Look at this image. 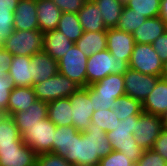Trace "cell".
<instances>
[{
  "label": "cell",
  "mask_w": 167,
  "mask_h": 166,
  "mask_svg": "<svg viewBox=\"0 0 167 166\" xmlns=\"http://www.w3.org/2000/svg\"><path fill=\"white\" fill-rule=\"evenodd\" d=\"M167 30L165 22L159 17L147 18L133 35L135 43L152 44Z\"/></svg>",
  "instance_id": "cell-22"
},
{
  "label": "cell",
  "mask_w": 167,
  "mask_h": 166,
  "mask_svg": "<svg viewBox=\"0 0 167 166\" xmlns=\"http://www.w3.org/2000/svg\"><path fill=\"white\" fill-rule=\"evenodd\" d=\"M125 6L146 18H153L159 16L160 0H129Z\"/></svg>",
  "instance_id": "cell-33"
},
{
  "label": "cell",
  "mask_w": 167,
  "mask_h": 166,
  "mask_svg": "<svg viewBox=\"0 0 167 166\" xmlns=\"http://www.w3.org/2000/svg\"><path fill=\"white\" fill-rule=\"evenodd\" d=\"M14 31V11H0V35L6 39Z\"/></svg>",
  "instance_id": "cell-40"
},
{
  "label": "cell",
  "mask_w": 167,
  "mask_h": 166,
  "mask_svg": "<svg viewBox=\"0 0 167 166\" xmlns=\"http://www.w3.org/2000/svg\"><path fill=\"white\" fill-rule=\"evenodd\" d=\"M19 0H0V11H14L16 10Z\"/></svg>",
  "instance_id": "cell-45"
},
{
  "label": "cell",
  "mask_w": 167,
  "mask_h": 166,
  "mask_svg": "<svg viewBox=\"0 0 167 166\" xmlns=\"http://www.w3.org/2000/svg\"><path fill=\"white\" fill-rule=\"evenodd\" d=\"M44 34L38 30H14L4 40L3 48L13 56L32 57L43 49Z\"/></svg>",
  "instance_id": "cell-4"
},
{
  "label": "cell",
  "mask_w": 167,
  "mask_h": 166,
  "mask_svg": "<svg viewBox=\"0 0 167 166\" xmlns=\"http://www.w3.org/2000/svg\"><path fill=\"white\" fill-rule=\"evenodd\" d=\"M128 68L129 63L125 59L117 58L108 49H104L88 57L86 68L87 86L110 74H124Z\"/></svg>",
  "instance_id": "cell-3"
},
{
  "label": "cell",
  "mask_w": 167,
  "mask_h": 166,
  "mask_svg": "<svg viewBox=\"0 0 167 166\" xmlns=\"http://www.w3.org/2000/svg\"><path fill=\"white\" fill-rule=\"evenodd\" d=\"M89 87L96 93L125 94L123 74H110Z\"/></svg>",
  "instance_id": "cell-29"
},
{
  "label": "cell",
  "mask_w": 167,
  "mask_h": 166,
  "mask_svg": "<svg viewBox=\"0 0 167 166\" xmlns=\"http://www.w3.org/2000/svg\"><path fill=\"white\" fill-rule=\"evenodd\" d=\"M147 18L138 14L135 10L124 5L118 24L115 28L133 34L134 31L141 26Z\"/></svg>",
  "instance_id": "cell-31"
},
{
  "label": "cell",
  "mask_w": 167,
  "mask_h": 166,
  "mask_svg": "<svg viewBox=\"0 0 167 166\" xmlns=\"http://www.w3.org/2000/svg\"><path fill=\"white\" fill-rule=\"evenodd\" d=\"M87 0H52L62 12L78 13Z\"/></svg>",
  "instance_id": "cell-41"
},
{
  "label": "cell",
  "mask_w": 167,
  "mask_h": 166,
  "mask_svg": "<svg viewBox=\"0 0 167 166\" xmlns=\"http://www.w3.org/2000/svg\"><path fill=\"white\" fill-rule=\"evenodd\" d=\"M12 60L13 55L9 51H6L3 47L0 48V73L8 72Z\"/></svg>",
  "instance_id": "cell-44"
},
{
  "label": "cell",
  "mask_w": 167,
  "mask_h": 166,
  "mask_svg": "<svg viewBox=\"0 0 167 166\" xmlns=\"http://www.w3.org/2000/svg\"><path fill=\"white\" fill-rule=\"evenodd\" d=\"M75 44L87 57H90L95 53L107 49L106 31L83 32Z\"/></svg>",
  "instance_id": "cell-25"
},
{
  "label": "cell",
  "mask_w": 167,
  "mask_h": 166,
  "mask_svg": "<svg viewBox=\"0 0 167 166\" xmlns=\"http://www.w3.org/2000/svg\"><path fill=\"white\" fill-rule=\"evenodd\" d=\"M36 166H72L63 156L54 153H41L37 155Z\"/></svg>",
  "instance_id": "cell-38"
},
{
  "label": "cell",
  "mask_w": 167,
  "mask_h": 166,
  "mask_svg": "<svg viewBox=\"0 0 167 166\" xmlns=\"http://www.w3.org/2000/svg\"><path fill=\"white\" fill-rule=\"evenodd\" d=\"M163 119H164L165 127H167V114L165 115Z\"/></svg>",
  "instance_id": "cell-49"
},
{
  "label": "cell",
  "mask_w": 167,
  "mask_h": 166,
  "mask_svg": "<svg viewBox=\"0 0 167 166\" xmlns=\"http://www.w3.org/2000/svg\"><path fill=\"white\" fill-rule=\"evenodd\" d=\"M33 85L43 82L58 73V61L43 50L31 57Z\"/></svg>",
  "instance_id": "cell-19"
},
{
  "label": "cell",
  "mask_w": 167,
  "mask_h": 166,
  "mask_svg": "<svg viewBox=\"0 0 167 166\" xmlns=\"http://www.w3.org/2000/svg\"><path fill=\"white\" fill-rule=\"evenodd\" d=\"M130 166H139L138 162H133Z\"/></svg>",
  "instance_id": "cell-51"
},
{
  "label": "cell",
  "mask_w": 167,
  "mask_h": 166,
  "mask_svg": "<svg viewBox=\"0 0 167 166\" xmlns=\"http://www.w3.org/2000/svg\"><path fill=\"white\" fill-rule=\"evenodd\" d=\"M79 131L72 126H56L53 140V153L59 156H65L66 152L71 150L73 145V135Z\"/></svg>",
  "instance_id": "cell-26"
},
{
  "label": "cell",
  "mask_w": 167,
  "mask_h": 166,
  "mask_svg": "<svg viewBox=\"0 0 167 166\" xmlns=\"http://www.w3.org/2000/svg\"><path fill=\"white\" fill-rule=\"evenodd\" d=\"M137 162L139 166H167V161L153 149L144 150Z\"/></svg>",
  "instance_id": "cell-39"
},
{
  "label": "cell",
  "mask_w": 167,
  "mask_h": 166,
  "mask_svg": "<svg viewBox=\"0 0 167 166\" xmlns=\"http://www.w3.org/2000/svg\"><path fill=\"white\" fill-rule=\"evenodd\" d=\"M152 46L163 62L167 60V30L152 43Z\"/></svg>",
  "instance_id": "cell-43"
},
{
  "label": "cell",
  "mask_w": 167,
  "mask_h": 166,
  "mask_svg": "<svg viewBox=\"0 0 167 166\" xmlns=\"http://www.w3.org/2000/svg\"><path fill=\"white\" fill-rule=\"evenodd\" d=\"M125 95L139 100L141 103L153 91L159 76L147 75L128 68L123 74Z\"/></svg>",
  "instance_id": "cell-10"
},
{
  "label": "cell",
  "mask_w": 167,
  "mask_h": 166,
  "mask_svg": "<svg viewBox=\"0 0 167 166\" xmlns=\"http://www.w3.org/2000/svg\"><path fill=\"white\" fill-rule=\"evenodd\" d=\"M16 140H22L21 134L11 116L0 117V145L12 144Z\"/></svg>",
  "instance_id": "cell-32"
},
{
  "label": "cell",
  "mask_w": 167,
  "mask_h": 166,
  "mask_svg": "<svg viewBox=\"0 0 167 166\" xmlns=\"http://www.w3.org/2000/svg\"><path fill=\"white\" fill-rule=\"evenodd\" d=\"M112 110L121 121L132 115H140L143 112L142 103L128 95L116 99Z\"/></svg>",
  "instance_id": "cell-30"
},
{
  "label": "cell",
  "mask_w": 167,
  "mask_h": 166,
  "mask_svg": "<svg viewBox=\"0 0 167 166\" xmlns=\"http://www.w3.org/2000/svg\"><path fill=\"white\" fill-rule=\"evenodd\" d=\"M159 17L165 22L167 26V0H160Z\"/></svg>",
  "instance_id": "cell-46"
},
{
  "label": "cell",
  "mask_w": 167,
  "mask_h": 166,
  "mask_svg": "<svg viewBox=\"0 0 167 166\" xmlns=\"http://www.w3.org/2000/svg\"><path fill=\"white\" fill-rule=\"evenodd\" d=\"M163 61L152 44L135 43L129 60V68L140 73L161 76Z\"/></svg>",
  "instance_id": "cell-9"
},
{
  "label": "cell",
  "mask_w": 167,
  "mask_h": 166,
  "mask_svg": "<svg viewBox=\"0 0 167 166\" xmlns=\"http://www.w3.org/2000/svg\"><path fill=\"white\" fill-rule=\"evenodd\" d=\"M139 115H132L120 120L113 131L107 132L112 150L120 151L131 161L137 162L142 156L144 149H142L134 139L133 129Z\"/></svg>",
  "instance_id": "cell-2"
},
{
  "label": "cell",
  "mask_w": 167,
  "mask_h": 166,
  "mask_svg": "<svg viewBox=\"0 0 167 166\" xmlns=\"http://www.w3.org/2000/svg\"><path fill=\"white\" fill-rule=\"evenodd\" d=\"M14 89V85L8 72L0 73V113L7 115V106L11 91Z\"/></svg>",
  "instance_id": "cell-36"
},
{
  "label": "cell",
  "mask_w": 167,
  "mask_h": 166,
  "mask_svg": "<svg viewBox=\"0 0 167 166\" xmlns=\"http://www.w3.org/2000/svg\"><path fill=\"white\" fill-rule=\"evenodd\" d=\"M78 88L76 83L59 72L47 80L33 85L37 100L47 103L60 98H67Z\"/></svg>",
  "instance_id": "cell-6"
},
{
  "label": "cell",
  "mask_w": 167,
  "mask_h": 166,
  "mask_svg": "<svg viewBox=\"0 0 167 166\" xmlns=\"http://www.w3.org/2000/svg\"><path fill=\"white\" fill-rule=\"evenodd\" d=\"M152 149L167 161V127L161 131Z\"/></svg>",
  "instance_id": "cell-42"
},
{
  "label": "cell",
  "mask_w": 167,
  "mask_h": 166,
  "mask_svg": "<svg viewBox=\"0 0 167 166\" xmlns=\"http://www.w3.org/2000/svg\"><path fill=\"white\" fill-rule=\"evenodd\" d=\"M106 132L95 123L73 135V145L64 158L72 166H99L100 159L112 152Z\"/></svg>",
  "instance_id": "cell-1"
},
{
  "label": "cell",
  "mask_w": 167,
  "mask_h": 166,
  "mask_svg": "<svg viewBox=\"0 0 167 166\" xmlns=\"http://www.w3.org/2000/svg\"><path fill=\"white\" fill-rule=\"evenodd\" d=\"M101 11L106 28H115L124 5L119 0H93Z\"/></svg>",
  "instance_id": "cell-27"
},
{
  "label": "cell",
  "mask_w": 167,
  "mask_h": 166,
  "mask_svg": "<svg viewBox=\"0 0 167 166\" xmlns=\"http://www.w3.org/2000/svg\"><path fill=\"white\" fill-rule=\"evenodd\" d=\"M119 121V118L112 109H99L94 111L91 117V122L95 123L106 133L113 131Z\"/></svg>",
  "instance_id": "cell-34"
},
{
  "label": "cell",
  "mask_w": 167,
  "mask_h": 166,
  "mask_svg": "<svg viewBox=\"0 0 167 166\" xmlns=\"http://www.w3.org/2000/svg\"><path fill=\"white\" fill-rule=\"evenodd\" d=\"M133 161L120 151H112L106 157L100 159L99 166H130Z\"/></svg>",
  "instance_id": "cell-37"
},
{
  "label": "cell",
  "mask_w": 167,
  "mask_h": 166,
  "mask_svg": "<svg viewBox=\"0 0 167 166\" xmlns=\"http://www.w3.org/2000/svg\"><path fill=\"white\" fill-rule=\"evenodd\" d=\"M160 78L167 80V60L163 62Z\"/></svg>",
  "instance_id": "cell-47"
},
{
  "label": "cell",
  "mask_w": 167,
  "mask_h": 166,
  "mask_svg": "<svg viewBox=\"0 0 167 166\" xmlns=\"http://www.w3.org/2000/svg\"><path fill=\"white\" fill-rule=\"evenodd\" d=\"M39 30L44 34L57 29L62 11L52 0H36Z\"/></svg>",
  "instance_id": "cell-18"
},
{
  "label": "cell",
  "mask_w": 167,
  "mask_h": 166,
  "mask_svg": "<svg viewBox=\"0 0 167 166\" xmlns=\"http://www.w3.org/2000/svg\"><path fill=\"white\" fill-rule=\"evenodd\" d=\"M56 125L47 118L39 123L26 127L21 135L23 142L37 155L41 153H53V140Z\"/></svg>",
  "instance_id": "cell-5"
},
{
  "label": "cell",
  "mask_w": 167,
  "mask_h": 166,
  "mask_svg": "<svg viewBox=\"0 0 167 166\" xmlns=\"http://www.w3.org/2000/svg\"><path fill=\"white\" fill-rule=\"evenodd\" d=\"M36 0H19L14 12V30H38Z\"/></svg>",
  "instance_id": "cell-16"
},
{
  "label": "cell",
  "mask_w": 167,
  "mask_h": 166,
  "mask_svg": "<svg viewBox=\"0 0 167 166\" xmlns=\"http://www.w3.org/2000/svg\"><path fill=\"white\" fill-rule=\"evenodd\" d=\"M47 117L56 126H72V106L69 98H60L49 102Z\"/></svg>",
  "instance_id": "cell-24"
},
{
  "label": "cell",
  "mask_w": 167,
  "mask_h": 166,
  "mask_svg": "<svg viewBox=\"0 0 167 166\" xmlns=\"http://www.w3.org/2000/svg\"><path fill=\"white\" fill-rule=\"evenodd\" d=\"M144 113L165 117L167 114V80L159 78L153 91L142 103Z\"/></svg>",
  "instance_id": "cell-14"
},
{
  "label": "cell",
  "mask_w": 167,
  "mask_h": 166,
  "mask_svg": "<svg viewBox=\"0 0 167 166\" xmlns=\"http://www.w3.org/2000/svg\"><path fill=\"white\" fill-rule=\"evenodd\" d=\"M74 44L62 32L55 29L44 33L42 50L58 61Z\"/></svg>",
  "instance_id": "cell-21"
},
{
  "label": "cell",
  "mask_w": 167,
  "mask_h": 166,
  "mask_svg": "<svg viewBox=\"0 0 167 166\" xmlns=\"http://www.w3.org/2000/svg\"><path fill=\"white\" fill-rule=\"evenodd\" d=\"M37 154L23 140L0 145V166H36Z\"/></svg>",
  "instance_id": "cell-11"
},
{
  "label": "cell",
  "mask_w": 167,
  "mask_h": 166,
  "mask_svg": "<svg viewBox=\"0 0 167 166\" xmlns=\"http://www.w3.org/2000/svg\"><path fill=\"white\" fill-rule=\"evenodd\" d=\"M32 61L30 56L15 55L8 70L14 87H33Z\"/></svg>",
  "instance_id": "cell-15"
},
{
  "label": "cell",
  "mask_w": 167,
  "mask_h": 166,
  "mask_svg": "<svg viewBox=\"0 0 167 166\" xmlns=\"http://www.w3.org/2000/svg\"><path fill=\"white\" fill-rule=\"evenodd\" d=\"M37 100L33 87H14L10 93L7 115L26 111Z\"/></svg>",
  "instance_id": "cell-23"
},
{
  "label": "cell",
  "mask_w": 167,
  "mask_h": 166,
  "mask_svg": "<svg viewBox=\"0 0 167 166\" xmlns=\"http://www.w3.org/2000/svg\"><path fill=\"white\" fill-rule=\"evenodd\" d=\"M77 14L83 32L107 31L101 11L93 0H87Z\"/></svg>",
  "instance_id": "cell-20"
},
{
  "label": "cell",
  "mask_w": 167,
  "mask_h": 166,
  "mask_svg": "<svg viewBox=\"0 0 167 166\" xmlns=\"http://www.w3.org/2000/svg\"><path fill=\"white\" fill-rule=\"evenodd\" d=\"M123 5H125L129 0H119Z\"/></svg>",
  "instance_id": "cell-50"
},
{
  "label": "cell",
  "mask_w": 167,
  "mask_h": 166,
  "mask_svg": "<svg viewBox=\"0 0 167 166\" xmlns=\"http://www.w3.org/2000/svg\"><path fill=\"white\" fill-rule=\"evenodd\" d=\"M164 128L165 123L163 117L142 112L136 121L133 136L142 149H152L155 140Z\"/></svg>",
  "instance_id": "cell-8"
},
{
  "label": "cell",
  "mask_w": 167,
  "mask_h": 166,
  "mask_svg": "<svg viewBox=\"0 0 167 166\" xmlns=\"http://www.w3.org/2000/svg\"><path fill=\"white\" fill-rule=\"evenodd\" d=\"M47 111L48 103L36 100L26 111L16 112L11 117L22 135L26 131L27 126L34 125L47 118Z\"/></svg>",
  "instance_id": "cell-17"
},
{
  "label": "cell",
  "mask_w": 167,
  "mask_h": 166,
  "mask_svg": "<svg viewBox=\"0 0 167 166\" xmlns=\"http://www.w3.org/2000/svg\"><path fill=\"white\" fill-rule=\"evenodd\" d=\"M68 98L72 106L73 126L78 131H85L91 123V117L94 112L93 104L88 95V86L79 87Z\"/></svg>",
  "instance_id": "cell-12"
},
{
  "label": "cell",
  "mask_w": 167,
  "mask_h": 166,
  "mask_svg": "<svg viewBox=\"0 0 167 166\" xmlns=\"http://www.w3.org/2000/svg\"><path fill=\"white\" fill-rule=\"evenodd\" d=\"M106 38L108 51L129 63L135 45L133 35L117 28H107Z\"/></svg>",
  "instance_id": "cell-13"
},
{
  "label": "cell",
  "mask_w": 167,
  "mask_h": 166,
  "mask_svg": "<svg viewBox=\"0 0 167 166\" xmlns=\"http://www.w3.org/2000/svg\"><path fill=\"white\" fill-rule=\"evenodd\" d=\"M88 57L83 53L76 44L58 60V72L79 87L87 86L86 68Z\"/></svg>",
  "instance_id": "cell-7"
},
{
  "label": "cell",
  "mask_w": 167,
  "mask_h": 166,
  "mask_svg": "<svg viewBox=\"0 0 167 166\" xmlns=\"http://www.w3.org/2000/svg\"><path fill=\"white\" fill-rule=\"evenodd\" d=\"M4 38L0 35V48L4 46Z\"/></svg>",
  "instance_id": "cell-48"
},
{
  "label": "cell",
  "mask_w": 167,
  "mask_h": 166,
  "mask_svg": "<svg viewBox=\"0 0 167 166\" xmlns=\"http://www.w3.org/2000/svg\"><path fill=\"white\" fill-rule=\"evenodd\" d=\"M88 95L93 104L94 111L112 109L115 100L125 94H107V93H96L88 86Z\"/></svg>",
  "instance_id": "cell-35"
},
{
  "label": "cell",
  "mask_w": 167,
  "mask_h": 166,
  "mask_svg": "<svg viewBox=\"0 0 167 166\" xmlns=\"http://www.w3.org/2000/svg\"><path fill=\"white\" fill-rule=\"evenodd\" d=\"M69 40L76 42L83 34V29L77 13L62 12L57 29Z\"/></svg>",
  "instance_id": "cell-28"
}]
</instances>
